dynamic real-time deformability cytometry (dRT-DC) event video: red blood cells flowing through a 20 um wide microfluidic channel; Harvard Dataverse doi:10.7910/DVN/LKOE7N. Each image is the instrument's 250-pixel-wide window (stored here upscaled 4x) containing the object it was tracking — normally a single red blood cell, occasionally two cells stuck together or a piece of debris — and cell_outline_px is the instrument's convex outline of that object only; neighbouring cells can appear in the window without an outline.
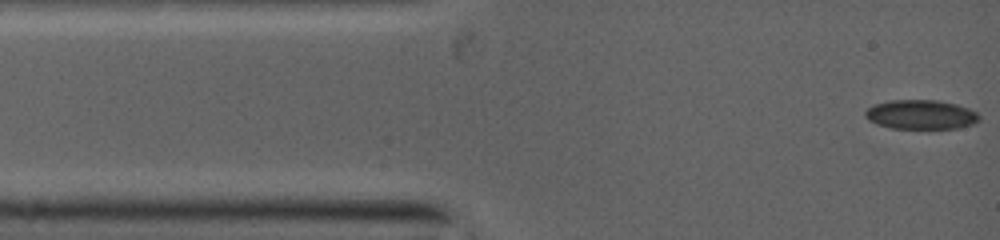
{"species": "common noctule bat (a hibernating species)", "species_latin": "Nyctalus noctula", "temperature_condition": "warm", "stored_images_in_passage": 68, "camera_frame_rate_fps": 5000, "um_per_image_px": 0.085, "animal": {"sex": "female", "body_mass_g": 19.0, "forearm_length_mm": 53.3}, "frame": {"image": 1, "passage_image": 1, "time_ms": 0.0, "image_size_px": [1000, 240], "cell_outline_px": [[980, 120], [972, 124], [956, 128], [892, 128], [868, 120], [864, 116], [864, 112], [868, 108], [876, 104], [888, 100], [936, 100], [956, 104], [968, 108], [976, 112], [980, 116]], "centroid_in_image_um": [78.28, 9.73], "position_along_channel_um": 6.7, "area_um2": 19.31}}
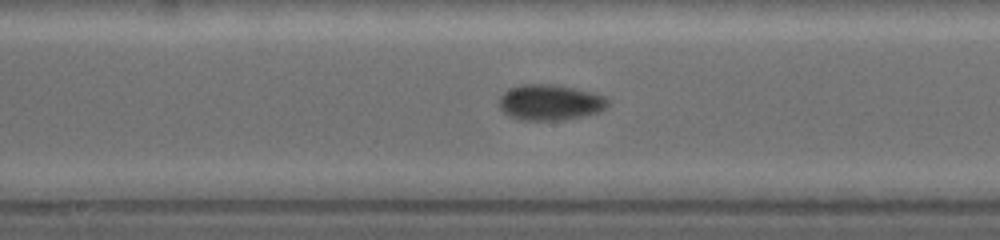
{"frame": {"image": 2, "passage_image": 30, "time_ms": 5.8, "image_size_px": [1000, 240], "cell_outline_px": [[604, 104], [596, 112], [580, 116], [556, 120], [524, 120], [508, 116], [500, 108], [500, 100], [504, 92], [512, 88], [528, 84], [540, 84], [568, 88], [600, 96], [604, 100]], "centroid_in_image_um": [46.59, 8.73], "position_along_channel_um": 201.6, "area_um2": 21.04}}
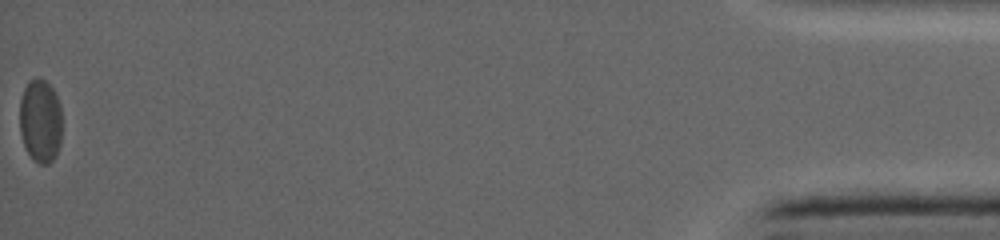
{"frame": {"image": 3, "passage_image": 68, "time_ms": 14.4, "image_size_px": [1000, 240], "cell_outline_px": [[60, 144], [52, 160], [48, 164], [40, 164], [28, 152], [24, 144], [20, 132], [20, 100], [24, 88], [36, 76], [40, 76], [52, 88], [60, 104]], "centroid_in_image_um": [3.42, 10.24], "position_along_channel_um": 431.8, "area_um2": 20.23}}